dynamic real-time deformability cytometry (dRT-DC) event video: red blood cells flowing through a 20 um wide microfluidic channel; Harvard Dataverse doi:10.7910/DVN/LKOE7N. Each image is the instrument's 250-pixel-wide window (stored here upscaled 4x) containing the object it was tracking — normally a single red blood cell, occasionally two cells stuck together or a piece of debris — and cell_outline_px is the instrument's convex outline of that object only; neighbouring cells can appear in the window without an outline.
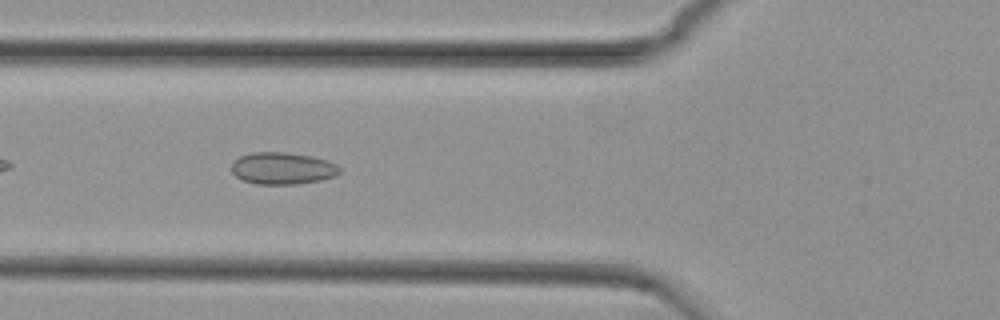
{"species": "common noctule bat (a hibernating species)", "species_latin": "Nyctalus noctula", "temperature_condition": "cold", "stored_images_in_passage": 13, "camera_frame_rate_fps": 3000, "um_per_image_px": 0.085, "animal": {"sex": "female", "body_mass_g": 29.2, "forearm_length_mm": 56.3}, "frame": {"image": 1, "passage_image": 6, "time_ms": 1.667, "image_size_px": [1000, 320], "cell_outline_px": [[340, 172], [336, 176], [320, 180], [296, 184], [256, 184], [244, 180], [236, 176], [232, 172], [232, 164], [240, 156], [252, 152], [284, 152], [312, 156], [328, 160], [336, 164], [340, 168]], "centroid_in_image_um": [24.04, 14.3], "position_along_channel_um": 101.8, "area_um2": 20.11}}
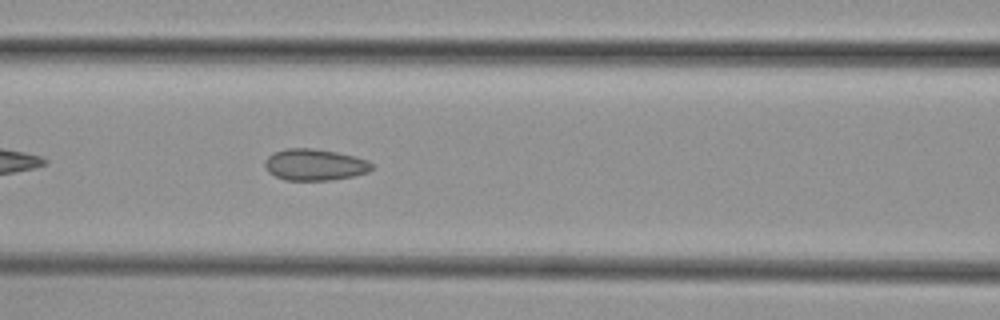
{"frame": {"image": 2, "passage_image": 9, "time_ms": 2.667, "image_size_px": [1000, 320], "cell_outline_px": [[372, 168], [368, 172], [352, 176], [332, 180], [284, 180], [268, 172], [264, 164], [264, 160], [268, 156], [284, 148], [312, 148], [336, 152], [368, 160], [372, 164]], "centroid_in_image_um": [26.72, 14.0], "position_along_channel_um": 139.9, "area_um2": 19.54}}